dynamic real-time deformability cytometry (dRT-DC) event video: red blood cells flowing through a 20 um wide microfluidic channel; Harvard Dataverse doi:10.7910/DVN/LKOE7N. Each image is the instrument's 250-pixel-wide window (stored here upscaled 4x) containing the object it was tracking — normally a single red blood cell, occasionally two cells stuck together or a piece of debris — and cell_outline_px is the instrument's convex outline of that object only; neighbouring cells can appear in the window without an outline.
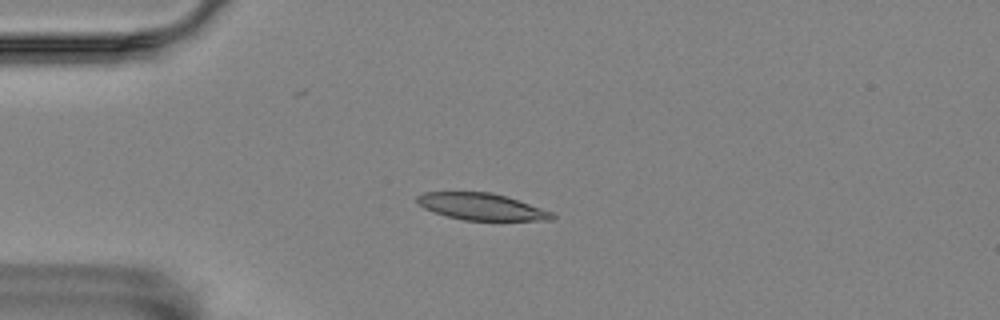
{"species": "Egyptian fruit bat (a non-hibernating species)", "species_latin": "Rousettus aegyptiacus", "temperature_condition": "room temperature", "stored_images_in_passage": 8, "camera_frame_rate_fps": 3000, "um_per_image_px": 0.085, "animal": {"sex": "female"}, "frame": {"image": 1, "passage_image": 2, "time_ms": 0.333, "image_size_px": [1000, 320], "cell_outline_px": [[556, 216], [552, 220], [464, 220], [432, 212], [424, 208], [416, 200], [416, 196], [424, 192], [492, 192], [552, 212]], "centroid_in_image_um": [40.88, 17.56], "position_along_channel_um": 44.1, "area_um2": 20.75}}
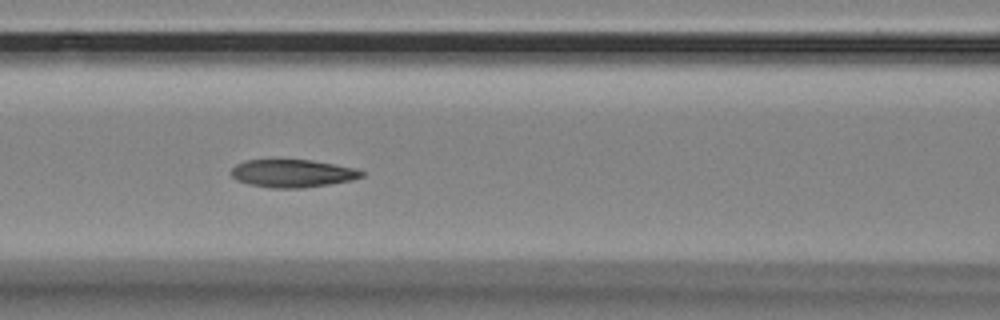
{"frame": {"image": 2, "passage_image": 5, "time_ms": 1.333, "image_size_px": [1000, 320], "cell_outline_px": [[364, 176], [352, 180], [304, 188], [272, 188], [248, 184], [236, 180], [232, 176], [232, 168], [236, 164], [248, 160], [312, 160], [352, 168], [364, 172]], "centroid_in_image_um": [24.84, 14.74], "position_along_channel_um": 141.8, "area_um2": 20.92}}
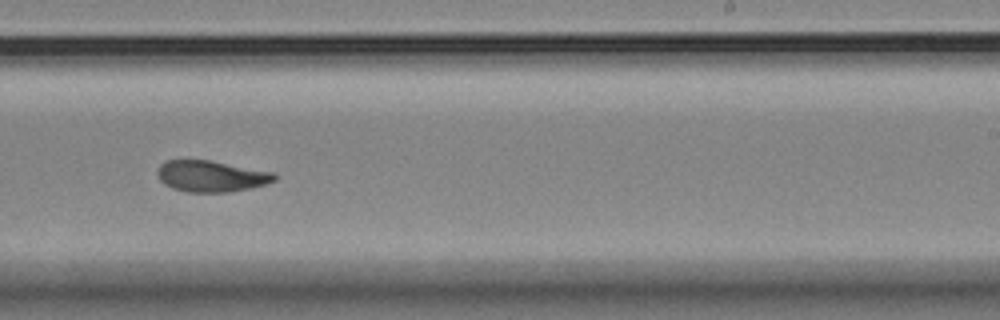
{"frame": {"image": 3, "passage_image": 8, "time_ms": 2.333, "image_size_px": [1000, 320], "cell_outline_px": [[276, 180], [252, 188], [228, 192], [188, 192], [172, 188], [164, 184], [160, 180], [156, 172], [160, 164], [164, 160], [208, 160], [276, 172]], "centroid_in_image_um": [17.95, 14.97], "position_along_channel_um": 271.1, "area_um2": 21.44}}